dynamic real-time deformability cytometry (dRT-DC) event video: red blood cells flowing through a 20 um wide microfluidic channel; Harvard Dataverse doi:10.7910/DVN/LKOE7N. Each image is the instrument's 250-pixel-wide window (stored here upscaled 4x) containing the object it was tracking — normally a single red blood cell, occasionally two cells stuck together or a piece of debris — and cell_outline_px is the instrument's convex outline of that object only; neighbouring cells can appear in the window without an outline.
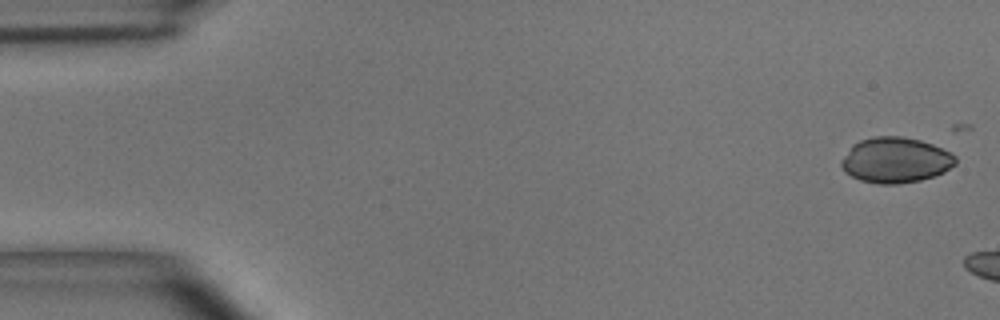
{"species": "common noctule bat (a hibernating species)", "species_latin": "Nyctalus noctula", "temperature_condition": "room temperature", "stored_images_in_passage": 2, "camera_frame_rate_fps": 3000, "um_per_image_px": 0.085, "animal": {"sex": "male", "body_mass_g": 15.6}, "frame": {"image": 1, "passage_image": 1, "time_ms": 0.0, "image_size_px": [1000, 320], "cell_outline_px": [[956, 164], [944, 172], [920, 180], [896, 184], [880, 184], [860, 180], [844, 172], [840, 164], [840, 160], [852, 144], [860, 140], [872, 136], [904, 136], [920, 140], [932, 144], [956, 156]], "centroid_in_image_um": [76.08, 13.6], "position_along_channel_um": 8.9, "area_um2": 30.35}}